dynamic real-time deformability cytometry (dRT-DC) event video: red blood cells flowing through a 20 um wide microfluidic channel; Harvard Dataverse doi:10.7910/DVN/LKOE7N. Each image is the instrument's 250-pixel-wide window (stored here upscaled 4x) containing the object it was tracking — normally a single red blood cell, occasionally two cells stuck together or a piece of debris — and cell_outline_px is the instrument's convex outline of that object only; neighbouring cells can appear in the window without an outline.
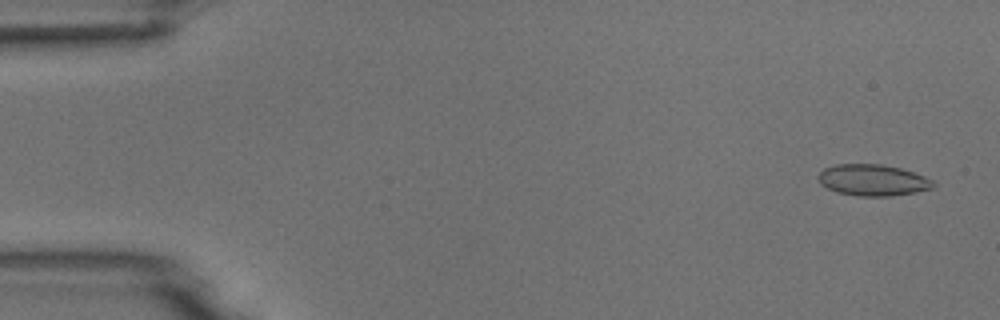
{"species": "common noctule bat (a hibernating species)", "species_latin": "Nyctalus noctula", "temperature_condition": "room temperature", "stored_images_in_passage": 4, "camera_frame_rate_fps": 3000, "um_per_image_px": 0.085, "animal": {"sex": "male", "body_mass_g": 18.8}, "frame": {"image": 1, "passage_image": 1, "time_ms": 0.0, "image_size_px": [1000, 320], "cell_outline_px": [[936, 184], [932, 188], [916, 192], [892, 196], [860, 196], [836, 192], [820, 184], [816, 176], [824, 168], [836, 164], [880, 164], [900, 168], [924, 176], [932, 180]], "centroid_in_image_um": [74.16, 15.31], "position_along_channel_um": 10.8, "area_um2": 21.04}}
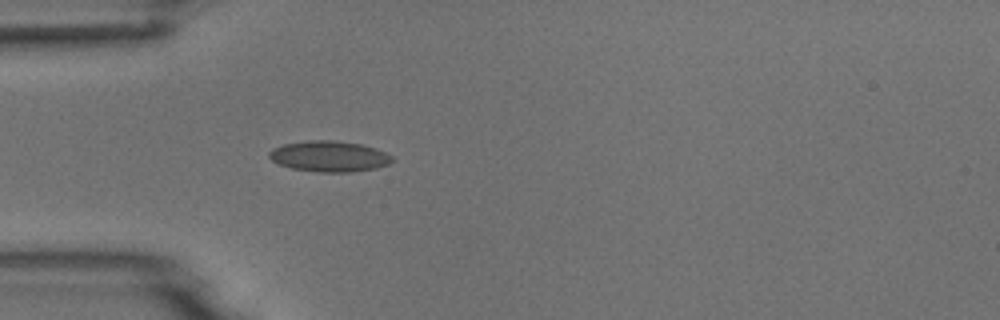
{"frame": {"image": 2, "passage_image": 4, "time_ms": 4.333, "image_size_px": [1000, 320], "cell_outline_px": [[396, 160], [388, 164], [376, 168], [352, 172], [320, 172], [292, 168], [280, 164], [272, 160], [268, 156], [268, 152], [272, 148], [284, 144], [308, 140], [336, 140], [360, 144], [376, 148], [392, 156]], "centroid_in_image_um": [28.0, 13.28], "position_along_channel_um": 57.0, "area_um2": 22.14}}